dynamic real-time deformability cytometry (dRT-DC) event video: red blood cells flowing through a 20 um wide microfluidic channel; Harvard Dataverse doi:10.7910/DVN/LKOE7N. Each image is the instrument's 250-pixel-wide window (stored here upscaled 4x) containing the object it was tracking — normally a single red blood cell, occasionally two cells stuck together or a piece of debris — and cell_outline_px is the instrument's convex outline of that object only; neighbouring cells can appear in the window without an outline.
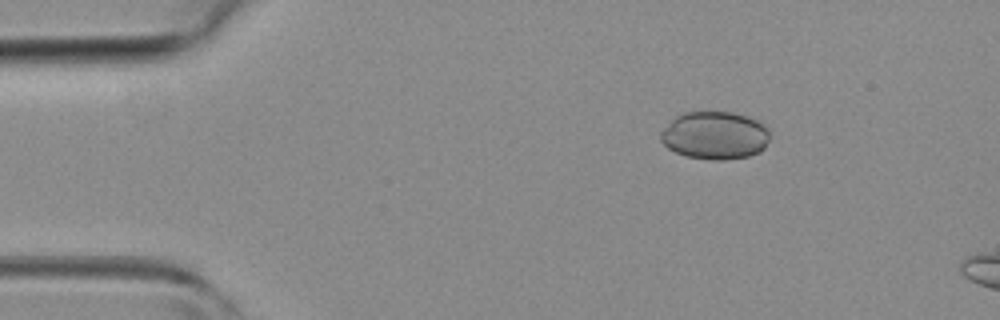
{"species": "common noctule bat (a hibernating species)", "species_latin": "Nyctalus noctula", "temperature_condition": "room temperature", "stored_images_in_passage": 6, "camera_frame_rate_fps": 3000, "um_per_image_px": 0.085, "animal": {"sex": "female", "body_mass_g": 19.3, "forearm_length_mm": 54.1}, "frame": {"image": 1, "passage_image": 2, "time_ms": 0.333, "image_size_px": [1000, 320], "cell_outline_px": [[768, 140], [764, 148], [760, 152], [748, 156], [724, 160], [712, 160], [688, 156], [676, 152], [668, 148], [660, 140], [660, 132], [676, 116], [684, 112], [732, 112], [748, 116], [756, 120], [768, 128]], "centroid_in_image_um": [60.76, 11.51], "position_along_channel_um": 24.2, "area_um2": 30.35}}